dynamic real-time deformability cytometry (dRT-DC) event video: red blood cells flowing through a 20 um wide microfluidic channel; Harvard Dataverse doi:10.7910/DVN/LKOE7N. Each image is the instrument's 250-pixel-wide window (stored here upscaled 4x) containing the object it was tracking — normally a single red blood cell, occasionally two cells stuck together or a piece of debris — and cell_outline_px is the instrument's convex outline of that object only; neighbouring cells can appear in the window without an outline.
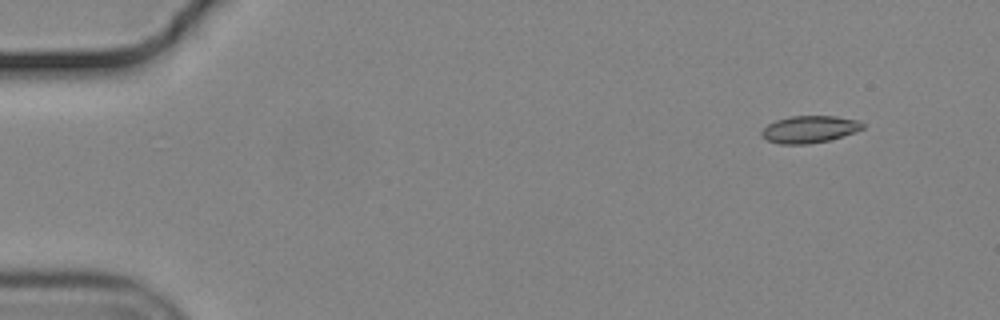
{"species": "common noctule bat (a hibernating species)", "species_latin": "Nyctalus noctula", "temperature_condition": "cold", "stored_images_in_passage": 7, "camera_frame_rate_fps": 3000, "um_per_image_px": 0.085, "animal": {"sex": "male", "body_mass_g": 19.2, "forearm_length_mm": 51.8}, "frame": {"image": 1, "passage_image": 1, "time_ms": 0.0, "image_size_px": [1000, 320], "cell_outline_px": [[864, 128], [828, 140], [808, 144], [780, 144], [768, 140], [760, 132], [768, 124], [776, 120], [792, 116], [836, 116], [860, 120], [864, 124]], "centroid_in_image_um": [68.81, 10.98], "position_along_channel_um": 16.2, "area_um2": 15.72}}